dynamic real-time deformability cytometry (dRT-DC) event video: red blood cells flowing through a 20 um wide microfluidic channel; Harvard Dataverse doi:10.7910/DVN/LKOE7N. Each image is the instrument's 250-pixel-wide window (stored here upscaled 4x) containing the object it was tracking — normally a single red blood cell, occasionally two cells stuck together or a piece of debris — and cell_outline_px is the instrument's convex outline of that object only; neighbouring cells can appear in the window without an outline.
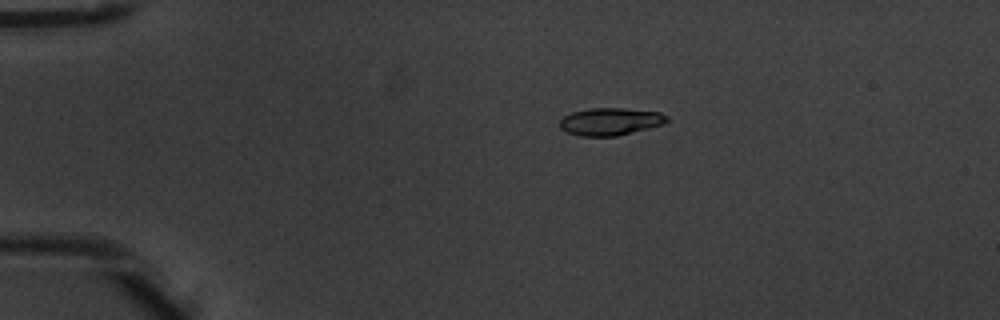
{"species": "common noctule bat (a hibernating species)", "species_latin": "Nyctalus noctula", "temperature_condition": "warm", "stored_images_in_passage": 6, "camera_frame_rate_fps": 3000, "um_per_image_px": 0.085, "animal": {"sex": "male", "body_mass_g": 20.1, "forearm_length_mm": 53.5}, "frame": {"image": 1, "passage_image": 4, "time_ms": 1.0, "image_size_px": [1000, 320], "cell_outline_px": [[668, 120], [664, 124], [616, 136], [580, 136], [568, 132], [560, 128], [560, 120], [564, 116], [572, 112], [592, 108], [624, 108], [660, 112], [668, 116]], "centroid_in_image_um": [51.89, 10.32], "position_along_channel_um": 33.1, "area_um2": 17.05}}
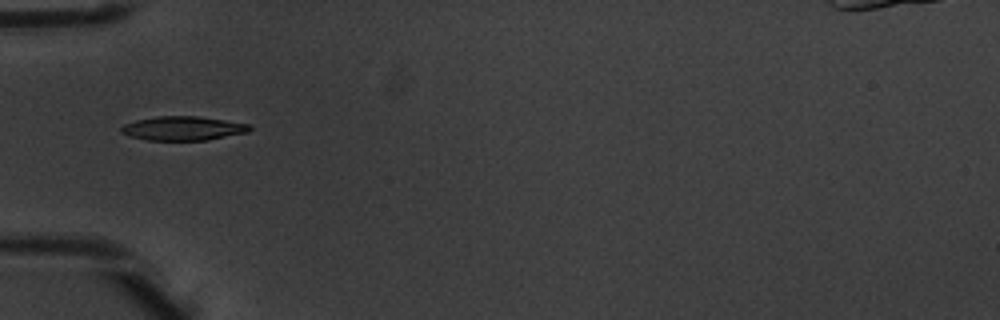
{"frame": {"image": 2, "passage_image": 6, "time_ms": 1.667, "image_size_px": [1000, 320], "cell_outline_px": [[252, 128], [248, 132], [208, 140], [148, 140], [128, 136], [120, 132], [120, 128], [124, 124], [136, 120], [156, 116], [196, 116], [252, 124]], "centroid_in_image_um": [15.55, 10.91], "position_along_channel_um": 69.4, "area_um2": 18.09}}